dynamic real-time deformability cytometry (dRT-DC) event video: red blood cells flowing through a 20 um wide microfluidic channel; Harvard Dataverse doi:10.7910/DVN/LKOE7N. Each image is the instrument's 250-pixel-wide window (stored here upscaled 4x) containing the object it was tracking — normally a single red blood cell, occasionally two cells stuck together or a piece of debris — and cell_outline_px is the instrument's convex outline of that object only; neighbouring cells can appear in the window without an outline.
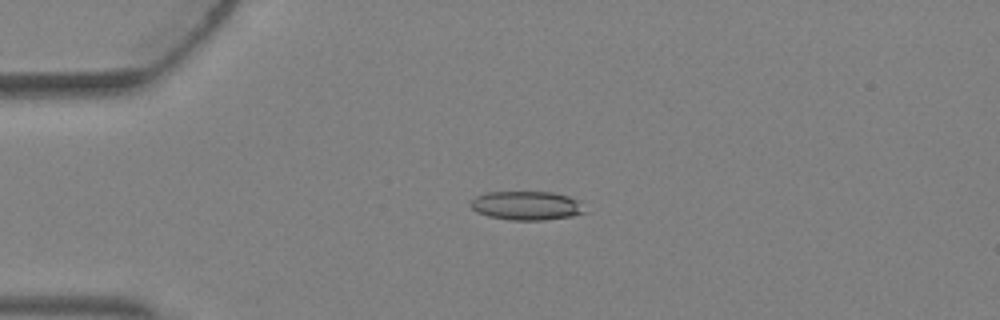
{"species": "Egyptian fruit bat (a non-hibernating species)", "species_latin": "Rousettus aegyptiacus", "temperature_condition": "warm", "stored_images_in_passage": 5, "camera_frame_rate_fps": 3000, "um_per_image_px": 0.085, "animal": {"sex": "female"}, "frame": {"image": 1, "passage_image": 3, "time_ms": 0.667, "image_size_px": [1000, 320], "cell_outline_px": [[588, 212], [572, 216], [544, 220], [508, 220], [488, 216], [476, 212], [468, 204], [476, 196], [484, 192], [552, 192], [568, 196], [580, 200]], "centroid_in_image_um": [44.78, 17.48], "position_along_channel_um": 40.2, "area_um2": 19.54}}
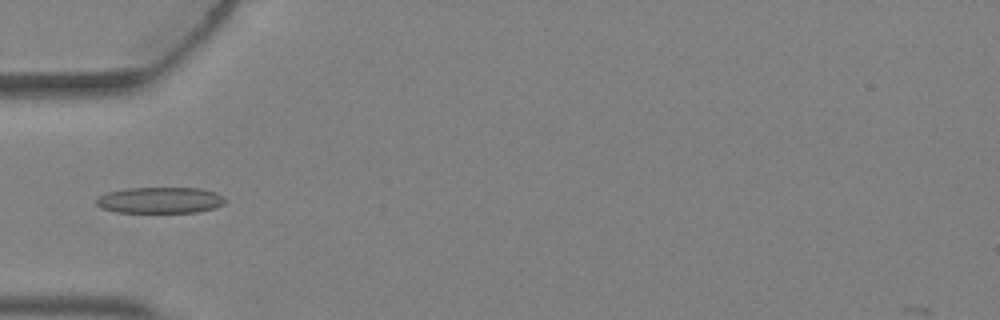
{"frame": {"image": 2, "passage_image": 4, "time_ms": 1.0, "image_size_px": [1000, 320], "cell_outline_px": [[228, 200], [224, 204], [216, 208], [196, 212], [116, 212], [100, 208], [96, 204], [96, 200], [100, 196], [108, 192], [124, 188], [200, 188], [216, 192], [224, 196]], "centroid_in_image_um": [13.65, 17.01], "position_along_channel_um": 71.4, "area_um2": 19.83}}
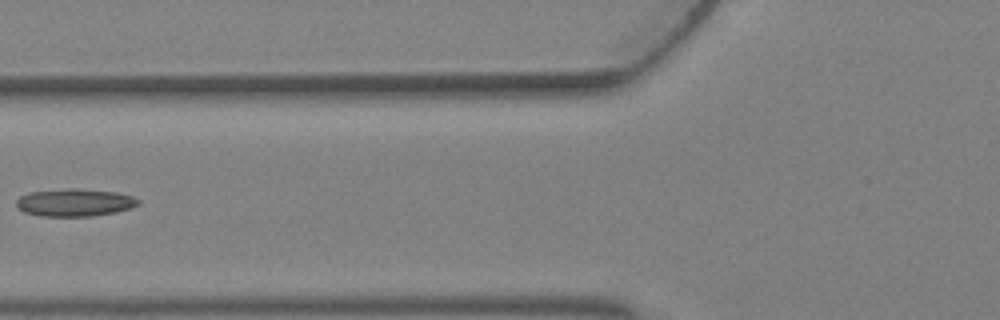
{"frame": {"image": 3, "passage_image": 5, "time_ms": 1.333, "image_size_px": [1000, 320], "cell_outline_px": [[140, 204], [132, 208], [116, 212], [92, 216], [40, 216], [24, 212], [16, 208], [16, 200], [20, 196], [28, 192], [68, 188], [76, 188], [116, 192], [132, 196], [140, 200]], "centroid_in_image_um": [6.34, 17.21], "position_along_channel_um": 119.5, "area_um2": 19.83}}